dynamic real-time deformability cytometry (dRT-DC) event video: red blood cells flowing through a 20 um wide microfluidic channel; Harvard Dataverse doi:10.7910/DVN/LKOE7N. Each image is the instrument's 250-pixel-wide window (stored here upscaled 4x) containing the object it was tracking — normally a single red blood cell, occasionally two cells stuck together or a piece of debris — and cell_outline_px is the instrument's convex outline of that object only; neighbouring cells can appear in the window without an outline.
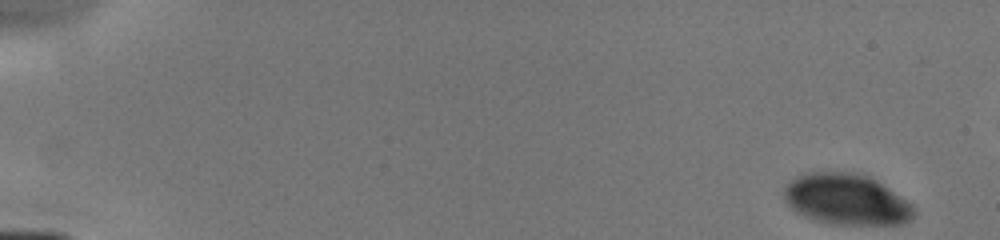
{"species": "human", "species_latin": "Homo sapiens", "temperature_condition": "cold", "stored_images_in_passage": 7, "camera_frame_rate_fps": 3000, "um_per_image_px": 0.085, "donor": {"sex": "male"}, "frame": {"image": 1, "passage_image": 1, "time_ms": 0.0, "image_size_px": [1000, 240], "cell_outline_px": [[916, 212], [908, 220], [900, 224], [832, 224], [804, 216], [796, 212], [784, 200], [784, 184], [796, 176], [804, 172], [852, 172], [868, 176], [876, 180], [912, 204], [916, 208]], "centroid_in_image_um": [71.91, 16.93], "position_along_channel_um": 13.1, "area_um2": 38.49}}